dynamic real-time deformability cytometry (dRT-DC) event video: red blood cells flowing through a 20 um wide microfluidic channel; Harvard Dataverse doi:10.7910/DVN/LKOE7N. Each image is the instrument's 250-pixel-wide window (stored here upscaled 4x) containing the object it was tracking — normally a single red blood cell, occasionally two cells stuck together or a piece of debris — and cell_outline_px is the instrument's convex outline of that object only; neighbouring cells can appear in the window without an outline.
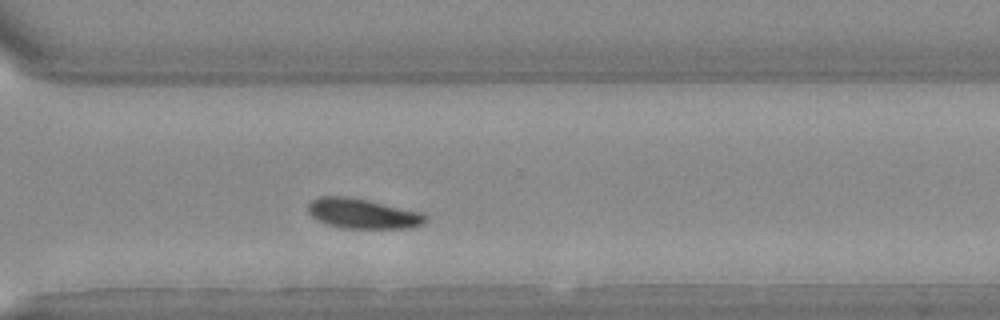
{"species": "Egyptian fruit bat (a non-hibernating species)", "species_latin": "Rousettus aegyptiacus", "temperature_condition": "warm", "stored_images_in_passage": 25, "camera_frame_rate_fps": 3000, "um_per_image_px": 0.085, "animal": {"sex": "female"}, "frame": {"image": 1, "passage_image": 18, "time_ms": 5.667, "image_size_px": [1000, 320], "cell_outline_px": [[428, 220], [424, 224], [412, 228], [340, 228], [324, 224], [316, 220], [308, 212], [308, 204], [312, 200], [320, 196], [348, 196], [368, 200], [424, 212], [428, 216]], "centroid_in_image_um": [30.87, 18.16], "position_along_channel_um": 339.7, "area_um2": 20.98}}